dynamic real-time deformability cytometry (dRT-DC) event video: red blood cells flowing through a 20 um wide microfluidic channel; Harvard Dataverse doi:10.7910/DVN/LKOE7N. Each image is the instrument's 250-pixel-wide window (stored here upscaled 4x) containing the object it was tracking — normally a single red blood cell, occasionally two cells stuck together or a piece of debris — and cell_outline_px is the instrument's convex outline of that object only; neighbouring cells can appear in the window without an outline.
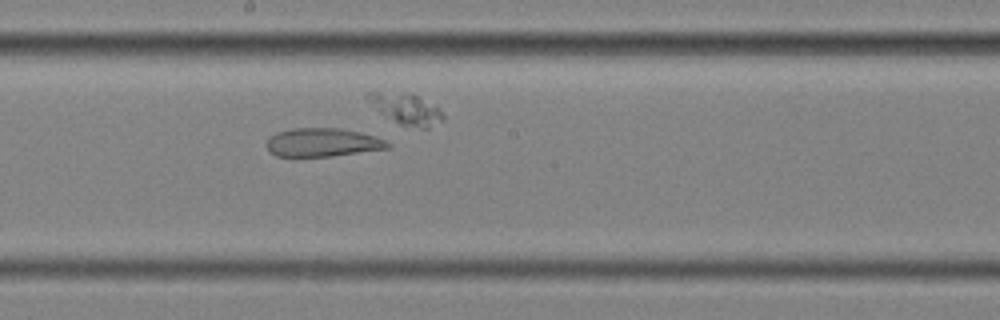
{"species": "common noctule bat (a hibernating species)", "species_latin": "Nyctalus noctula", "temperature_condition": "cold", "stored_images_in_passage": 6, "camera_frame_rate_fps": 3000, "um_per_image_px": 0.085, "animal": {"sex": "female", "body_mass_g": 25.1}, "frame": {"image": 1, "passage_image": 6, "time_ms": 1.667, "image_size_px": [1000, 320], "cell_outline_px": [[392, 148], [332, 156], [276, 156], [268, 152], [268, 140], [276, 132], [292, 128], [340, 128], [360, 132], [376, 136], [392, 144]], "centroid_in_image_um": [27.47, 12.1], "position_along_channel_um": 220.7, "area_um2": 20.17}}